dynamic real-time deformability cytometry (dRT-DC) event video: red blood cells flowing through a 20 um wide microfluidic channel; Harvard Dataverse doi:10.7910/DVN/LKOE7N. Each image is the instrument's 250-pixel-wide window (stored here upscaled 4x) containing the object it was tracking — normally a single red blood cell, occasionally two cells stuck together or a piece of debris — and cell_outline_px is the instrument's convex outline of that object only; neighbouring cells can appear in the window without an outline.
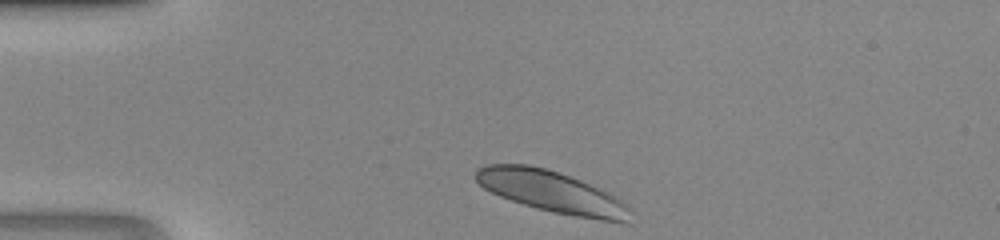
{"species": "human", "species_latin": "Homo sapiens", "temperature_condition": "room temperature", "stored_images_in_passage": 37, "camera_frame_rate_fps": 3000, "um_per_image_px": 0.085, "donor": {"sex": "male"}, "frame": {"image": 1, "passage_image": 1, "time_ms": 0.0, "image_size_px": [1000, 240], "cell_outline_px": [[632, 212], [628, 224], [600, 220], [552, 212], [536, 208], [500, 196], [484, 188], [476, 180], [476, 168], [488, 164], [528, 164], [560, 172], [580, 180], [608, 192], [628, 204], [632, 208]], "centroid_in_image_um": [46.96, 16.31], "position_along_channel_um": 38.0, "area_um2": 37.51}}
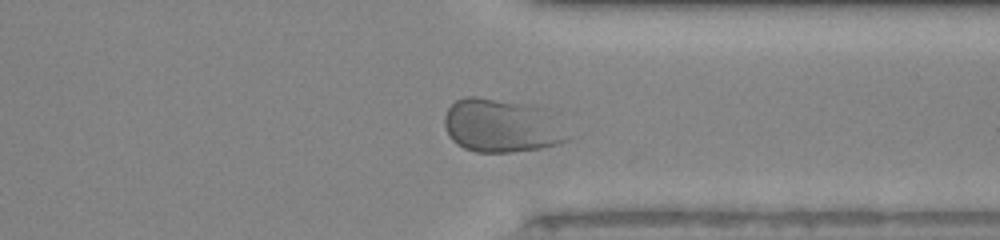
{"frame": {"image": 2, "passage_image": 27, "time_ms": 8.667, "image_size_px": [1000, 240], "cell_outline_px": [[572, 140], [560, 144], [544, 148], [512, 152], [476, 152], [464, 148], [456, 144], [448, 136], [444, 124], [444, 116], [448, 108], [456, 100], [464, 96], [476, 96], [520, 104], [536, 108]], "centroid_in_image_um": [42.47, 10.73], "position_along_channel_um": 368.9, "area_um2": 37.17}}
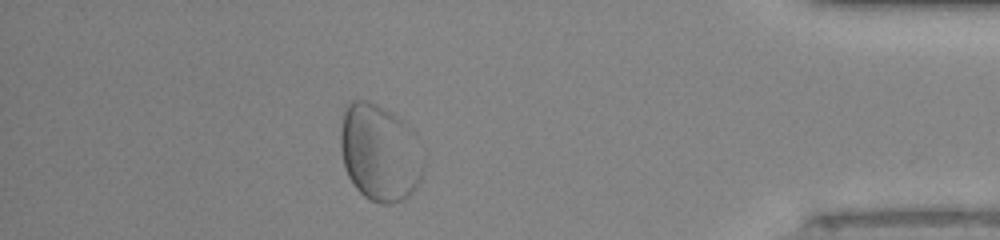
{"frame": {"image": 3, "passage_image": 32, "time_ms": 10.333, "image_size_px": [1000, 240], "cell_outline_px": [[424, 172], [420, 180], [412, 192], [408, 196], [400, 200], [388, 204], [380, 204], [368, 200], [356, 188], [348, 176], [344, 168], [340, 148], [340, 132], [344, 112], [348, 104], [352, 100], [364, 100], [376, 104], [404, 120], [420, 136], [424, 164]], "centroid_in_image_um": [32.31, 12.98], "position_along_channel_um": 402.9, "area_um2": 47.69}}